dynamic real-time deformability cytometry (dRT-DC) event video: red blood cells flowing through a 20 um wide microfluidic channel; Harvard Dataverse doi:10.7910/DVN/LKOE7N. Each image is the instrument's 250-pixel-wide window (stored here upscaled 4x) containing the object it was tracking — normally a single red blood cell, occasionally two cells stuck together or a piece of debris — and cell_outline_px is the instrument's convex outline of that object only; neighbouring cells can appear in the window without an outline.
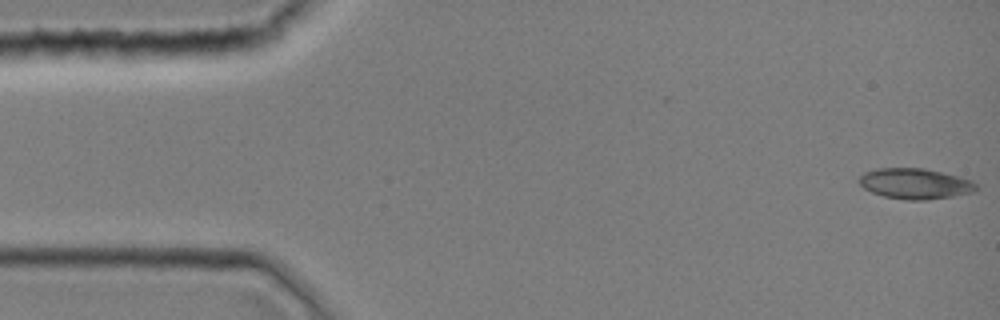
{"species": "common noctule bat (a hibernating species)", "species_latin": "Nyctalus noctula", "temperature_condition": "room temperature", "stored_images_in_passage": 43, "camera_frame_rate_fps": 3000, "um_per_image_px": 0.085, "animal": {"sex": "female", "body_mass_g": 19.0, "forearm_length_mm": 51.5}, "frame": {"image": 1, "passage_image": 1, "time_ms": 0.0, "image_size_px": [1000, 320], "cell_outline_px": [[980, 188], [976, 192], [952, 196], [924, 200], [904, 200], [884, 196], [872, 192], [864, 188], [856, 180], [864, 172], [876, 168], [924, 168], [960, 176], [972, 180]], "centroid_in_image_um": [77.81, 15.61], "position_along_channel_um": 7.2, "area_um2": 21.15}}
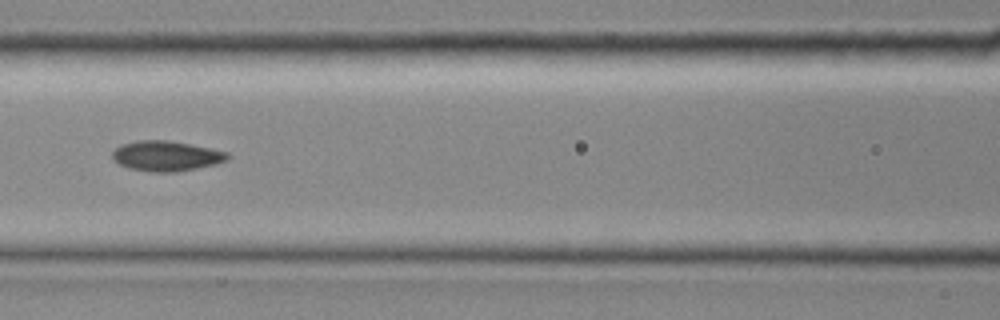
{"frame": {"image": 2, "passage_image": 19, "time_ms": 6.0, "image_size_px": [1000, 320], "cell_outline_px": [[232, 156], [228, 160], [216, 164], [176, 172], [152, 172], [128, 168], [112, 160], [112, 152], [120, 144], [136, 140], [168, 140], [212, 148], [228, 152]], "centroid_in_image_um": [14.14, 13.25], "position_along_channel_um": 152.5, "area_um2": 20.52}}
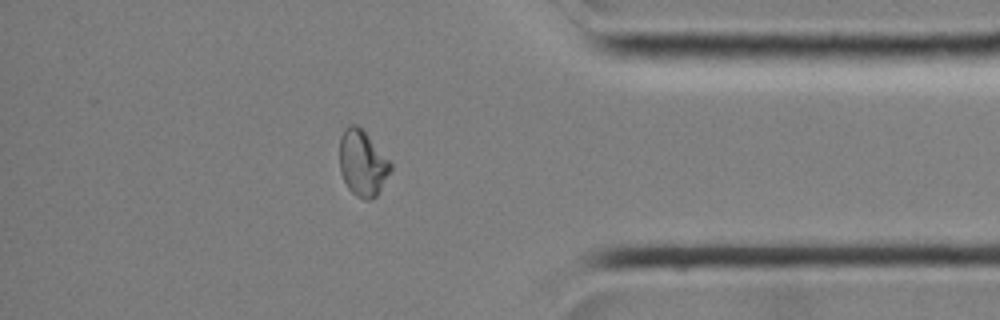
{"frame": {"image": 3, "passage_image": 37, "time_ms": 12.0, "image_size_px": [1000, 320], "cell_outline_px": [[392, 168], [376, 196], [372, 200], [364, 200], [356, 196], [348, 188], [340, 172], [340, 136], [344, 128], [348, 124], [356, 124], [368, 136], [392, 164]], "centroid_in_image_um": [30.79, 13.88], "position_along_channel_um": 404.4, "area_um2": 19.36}}